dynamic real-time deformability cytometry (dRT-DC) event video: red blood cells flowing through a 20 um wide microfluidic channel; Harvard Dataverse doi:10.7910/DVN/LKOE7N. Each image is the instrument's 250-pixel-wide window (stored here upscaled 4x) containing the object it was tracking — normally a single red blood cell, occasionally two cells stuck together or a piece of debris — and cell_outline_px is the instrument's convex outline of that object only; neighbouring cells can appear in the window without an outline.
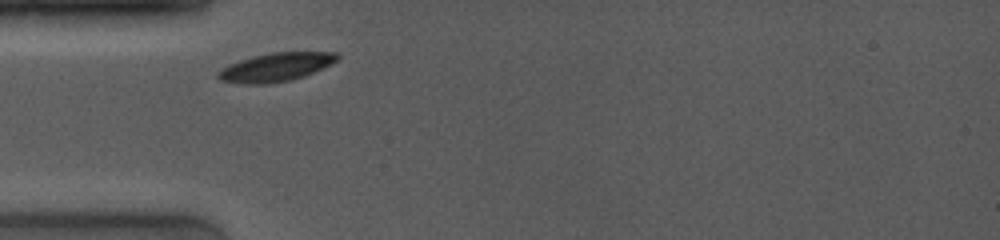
{"species": "common noctule bat (a hibernating species)", "species_latin": "Nyctalus noctula", "temperature_condition": "room temperature", "stored_images_in_passage": 2, "camera_frame_rate_fps": 4000, "um_per_image_px": 0.085, "animal": {"sex": "female", "body_mass_g": 19.0, "forearm_length_mm": 53.3}, "frame": {"image": 1, "passage_image": 1, "time_ms": 0.0, "image_size_px": [1000, 240], "cell_outline_px": [[340, 56], [336, 60], [304, 76], [288, 80], [268, 84], [244, 84], [220, 80], [216, 76], [216, 72], [220, 68], [228, 64], [240, 60], [272, 52], [336, 52]], "centroid_in_image_um": [23.36, 5.71], "position_along_channel_um": 61.6, "area_um2": 19.54}}